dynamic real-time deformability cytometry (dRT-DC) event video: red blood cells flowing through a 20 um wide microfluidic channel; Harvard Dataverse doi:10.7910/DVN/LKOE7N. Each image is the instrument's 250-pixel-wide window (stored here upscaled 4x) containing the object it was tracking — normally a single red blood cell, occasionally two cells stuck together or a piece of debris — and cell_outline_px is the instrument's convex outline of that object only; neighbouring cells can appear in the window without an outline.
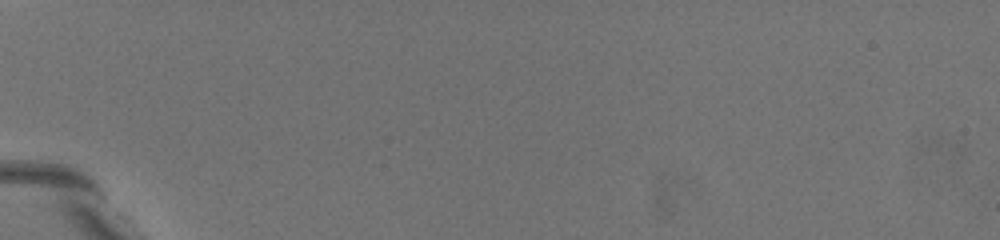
{"species": "common noctule bat (a hibernating species)", "species_latin": "Nyctalus noctula", "temperature_condition": "warm", "stored_images_in_passage": 2, "camera_frame_rate_fps": 3000, "um_per_image_px": 0.085, "animal": {"sex": "female", "body_mass_g": 19.5, "forearm_length_mm": 54.1}, "frame": {"image": 1, "passage_image": 1, "time_ms": 0.0, "image_size_px": [1000, 240], "cell_outline_px": [[180, 200], [176, 212], [168, 208], [116, 164], [104, 144], [112, 132], [136, 152], [140, 156]], "centroid_in_image_um": [11.95, 14.58], "position_along_channel_um": 73.0, "area_um2": 12.83}}